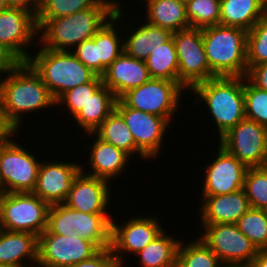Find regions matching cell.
I'll return each instance as SVG.
<instances>
[{
  "instance_id": "14",
  "label": "cell",
  "mask_w": 267,
  "mask_h": 267,
  "mask_svg": "<svg viewBox=\"0 0 267 267\" xmlns=\"http://www.w3.org/2000/svg\"><path fill=\"white\" fill-rule=\"evenodd\" d=\"M38 34L36 15L23 8H13L0 12V44L11 51L21 62H27L31 56L28 44Z\"/></svg>"
},
{
  "instance_id": "38",
  "label": "cell",
  "mask_w": 267,
  "mask_h": 267,
  "mask_svg": "<svg viewBox=\"0 0 267 267\" xmlns=\"http://www.w3.org/2000/svg\"><path fill=\"white\" fill-rule=\"evenodd\" d=\"M244 104L245 118L267 127V91L254 86L246 77H244Z\"/></svg>"
},
{
  "instance_id": "37",
  "label": "cell",
  "mask_w": 267,
  "mask_h": 267,
  "mask_svg": "<svg viewBox=\"0 0 267 267\" xmlns=\"http://www.w3.org/2000/svg\"><path fill=\"white\" fill-rule=\"evenodd\" d=\"M267 62V15L260 19L247 34L248 70Z\"/></svg>"
},
{
  "instance_id": "9",
  "label": "cell",
  "mask_w": 267,
  "mask_h": 267,
  "mask_svg": "<svg viewBox=\"0 0 267 267\" xmlns=\"http://www.w3.org/2000/svg\"><path fill=\"white\" fill-rule=\"evenodd\" d=\"M184 88L175 81L151 78L139 87L132 88L120 99L136 110L165 118L169 123Z\"/></svg>"
},
{
  "instance_id": "29",
  "label": "cell",
  "mask_w": 267,
  "mask_h": 267,
  "mask_svg": "<svg viewBox=\"0 0 267 267\" xmlns=\"http://www.w3.org/2000/svg\"><path fill=\"white\" fill-rule=\"evenodd\" d=\"M101 140L110 143L123 150L130 157L139 154L140 157H148L136 146L134 137L122 116L114 110L107 119L93 132Z\"/></svg>"
},
{
  "instance_id": "51",
  "label": "cell",
  "mask_w": 267,
  "mask_h": 267,
  "mask_svg": "<svg viewBox=\"0 0 267 267\" xmlns=\"http://www.w3.org/2000/svg\"><path fill=\"white\" fill-rule=\"evenodd\" d=\"M266 166H267V127H266Z\"/></svg>"
},
{
  "instance_id": "41",
  "label": "cell",
  "mask_w": 267,
  "mask_h": 267,
  "mask_svg": "<svg viewBox=\"0 0 267 267\" xmlns=\"http://www.w3.org/2000/svg\"><path fill=\"white\" fill-rule=\"evenodd\" d=\"M69 267H122L111 248L100 249L91 258L73 264Z\"/></svg>"
},
{
  "instance_id": "4",
  "label": "cell",
  "mask_w": 267,
  "mask_h": 267,
  "mask_svg": "<svg viewBox=\"0 0 267 267\" xmlns=\"http://www.w3.org/2000/svg\"><path fill=\"white\" fill-rule=\"evenodd\" d=\"M191 90L207 104L219 138L245 118L244 77H214Z\"/></svg>"
},
{
  "instance_id": "15",
  "label": "cell",
  "mask_w": 267,
  "mask_h": 267,
  "mask_svg": "<svg viewBox=\"0 0 267 267\" xmlns=\"http://www.w3.org/2000/svg\"><path fill=\"white\" fill-rule=\"evenodd\" d=\"M111 221V250L121 266L123 258L120 252H131L136 255L149 244L164 229L158 222V217L130 218L124 225ZM120 255V256H119Z\"/></svg>"
},
{
  "instance_id": "12",
  "label": "cell",
  "mask_w": 267,
  "mask_h": 267,
  "mask_svg": "<svg viewBox=\"0 0 267 267\" xmlns=\"http://www.w3.org/2000/svg\"><path fill=\"white\" fill-rule=\"evenodd\" d=\"M202 225L205 230L200 238L221 262H241L251 265L258 249L236 224Z\"/></svg>"
},
{
  "instance_id": "35",
  "label": "cell",
  "mask_w": 267,
  "mask_h": 267,
  "mask_svg": "<svg viewBox=\"0 0 267 267\" xmlns=\"http://www.w3.org/2000/svg\"><path fill=\"white\" fill-rule=\"evenodd\" d=\"M250 208L267 209V166L248 167L243 188Z\"/></svg>"
},
{
  "instance_id": "39",
  "label": "cell",
  "mask_w": 267,
  "mask_h": 267,
  "mask_svg": "<svg viewBox=\"0 0 267 267\" xmlns=\"http://www.w3.org/2000/svg\"><path fill=\"white\" fill-rule=\"evenodd\" d=\"M102 85V76L97 75L92 81L72 88L62 94L56 100V106L66 104L72 117H74Z\"/></svg>"
},
{
  "instance_id": "20",
  "label": "cell",
  "mask_w": 267,
  "mask_h": 267,
  "mask_svg": "<svg viewBox=\"0 0 267 267\" xmlns=\"http://www.w3.org/2000/svg\"><path fill=\"white\" fill-rule=\"evenodd\" d=\"M201 206L202 224H235L250 209L243 189L229 194L203 196Z\"/></svg>"
},
{
  "instance_id": "33",
  "label": "cell",
  "mask_w": 267,
  "mask_h": 267,
  "mask_svg": "<svg viewBox=\"0 0 267 267\" xmlns=\"http://www.w3.org/2000/svg\"><path fill=\"white\" fill-rule=\"evenodd\" d=\"M220 262L200 237L184 246L179 244L176 267H218Z\"/></svg>"
},
{
  "instance_id": "48",
  "label": "cell",
  "mask_w": 267,
  "mask_h": 267,
  "mask_svg": "<svg viewBox=\"0 0 267 267\" xmlns=\"http://www.w3.org/2000/svg\"><path fill=\"white\" fill-rule=\"evenodd\" d=\"M218 267H251V265L241 262H220Z\"/></svg>"
},
{
  "instance_id": "31",
  "label": "cell",
  "mask_w": 267,
  "mask_h": 267,
  "mask_svg": "<svg viewBox=\"0 0 267 267\" xmlns=\"http://www.w3.org/2000/svg\"><path fill=\"white\" fill-rule=\"evenodd\" d=\"M151 78L178 82V57L172 37L145 60Z\"/></svg>"
},
{
  "instance_id": "10",
  "label": "cell",
  "mask_w": 267,
  "mask_h": 267,
  "mask_svg": "<svg viewBox=\"0 0 267 267\" xmlns=\"http://www.w3.org/2000/svg\"><path fill=\"white\" fill-rule=\"evenodd\" d=\"M100 249L77 235H60L47 228L38 236V267H69L91 258Z\"/></svg>"
},
{
  "instance_id": "8",
  "label": "cell",
  "mask_w": 267,
  "mask_h": 267,
  "mask_svg": "<svg viewBox=\"0 0 267 267\" xmlns=\"http://www.w3.org/2000/svg\"><path fill=\"white\" fill-rule=\"evenodd\" d=\"M40 162L9 138L0 145L1 193L33 192Z\"/></svg>"
},
{
  "instance_id": "3",
  "label": "cell",
  "mask_w": 267,
  "mask_h": 267,
  "mask_svg": "<svg viewBox=\"0 0 267 267\" xmlns=\"http://www.w3.org/2000/svg\"><path fill=\"white\" fill-rule=\"evenodd\" d=\"M201 31L211 71L217 77H246L248 31L221 24Z\"/></svg>"
},
{
  "instance_id": "6",
  "label": "cell",
  "mask_w": 267,
  "mask_h": 267,
  "mask_svg": "<svg viewBox=\"0 0 267 267\" xmlns=\"http://www.w3.org/2000/svg\"><path fill=\"white\" fill-rule=\"evenodd\" d=\"M49 208L33 192L0 193V229L39 236L48 226Z\"/></svg>"
},
{
  "instance_id": "43",
  "label": "cell",
  "mask_w": 267,
  "mask_h": 267,
  "mask_svg": "<svg viewBox=\"0 0 267 267\" xmlns=\"http://www.w3.org/2000/svg\"><path fill=\"white\" fill-rule=\"evenodd\" d=\"M246 78L259 89L267 91V62L252 66Z\"/></svg>"
},
{
  "instance_id": "11",
  "label": "cell",
  "mask_w": 267,
  "mask_h": 267,
  "mask_svg": "<svg viewBox=\"0 0 267 267\" xmlns=\"http://www.w3.org/2000/svg\"><path fill=\"white\" fill-rule=\"evenodd\" d=\"M220 145L247 167L266 166V127L244 118L219 138Z\"/></svg>"
},
{
  "instance_id": "23",
  "label": "cell",
  "mask_w": 267,
  "mask_h": 267,
  "mask_svg": "<svg viewBox=\"0 0 267 267\" xmlns=\"http://www.w3.org/2000/svg\"><path fill=\"white\" fill-rule=\"evenodd\" d=\"M267 15V0H220L219 24L249 31Z\"/></svg>"
},
{
  "instance_id": "18",
  "label": "cell",
  "mask_w": 267,
  "mask_h": 267,
  "mask_svg": "<svg viewBox=\"0 0 267 267\" xmlns=\"http://www.w3.org/2000/svg\"><path fill=\"white\" fill-rule=\"evenodd\" d=\"M81 172L75 177L71 190L67 194L64 204L69 208L89 213L106 214V208L110 201V182L94 176L84 174L83 166ZM109 184V185H108Z\"/></svg>"
},
{
  "instance_id": "5",
  "label": "cell",
  "mask_w": 267,
  "mask_h": 267,
  "mask_svg": "<svg viewBox=\"0 0 267 267\" xmlns=\"http://www.w3.org/2000/svg\"><path fill=\"white\" fill-rule=\"evenodd\" d=\"M27 62L40 75L55 100L97 76L70 51L40 48Z\"/></svg>"
},
{
  "instance_id": "47",
  "label": "cell",
  "mask_w": 267,
  "mask_h": 267,
  "mask_svg": "<svg viewBox=\"0 0 267 267\" xmlns=\"http://www.w3.org/2000/svg\"><path fill=\"white\" fill-rule=\"evenodd\" d=\"M251 267H267V249L258 250L257 255L251 263Z\"/></svg>"
},
{
  "instance_id": "49",
  "label": "cell",
  "mask_w": 267,
  "mask_h": 267,
  "mask_svg": "<svg viewBox=\"0 0 267 267\" xmlns=\"http://www.w3.org/2000/svg\"><path fill=\"white\" fill-rule=\"evenodd\" d=\"M9 7L7 6L5 0H0V12L8 9Z\"/></svg>"
},
{
  "instance_id": "21",
  "label": "cell",
  "mask_w": 267,
  "mask_h": 267,
  "mask_svg": "<svg viewBox=\"0 0 267 267\" xmlns=\"http://www.w3.org/2000/svg\"><path fill=\"white\" fill-rule=\"evenodd\" d=\"M32 261L37 267L38 236L26 232L0 229V264L10 267H25L23 259Z\"/></svg>"
},
{
  "instance_id": "28",
  "label": "cell",
  "mask_w": 267,
  "mask_h": 267,
  "mask_svg": "<svg viewBox=\"0 0 267 267\" xmlns=\"http://www.w3.org/2000/svg\"><path fill=\"white\" fill-rule=\"evenodd\" d=\"M107 214H89L72 209V222L77 236L94 243L99 249L111 246V221Z\"/></svg>"
},
{
  "instance_id": "25",
  "label": "cell",
  "mask_w": 267,
  "mask_h": 267,
  "mask_svg": "<svg viewBox=\"0 0 267 267\" xmlns=\"http://www.w3.org/2000/svg\"><path fill=\"white\" fill-rule=\"evenodd\" d=\"M117 99L115 94L103 84L74 116V119L88 135L94 136L93 132L115 110Z\"/></svg>"
},
{
  "instance_id": "45",
  "label": "cell",
  "mask_w": 267,
  "mask_h": 267,
  "mask_svg": "<svg viewBox=\"0 0 267 267\" xmlns=\"http://www.w3.org/2000/svg\"><path fill=\"white\" fill-rule=\"evenodd\" d=\"M5 2L8 7L23 8L32 11L36 15L41 0H5Z\"/></svg>"
},
{
  "instance_id": "42",
  "label": "cell",
  "mask_w": 267,
  "mask_h": 267,
  "mask_svg": "<svg viewBox=\"0 0 267 267\" xmlns=\"http://www.w3.org/2000/svg\"><path fill=\"white\" fill-rule=\"evenodd\" d=\"M72 53L96 74L95 35L78 44Z\"/></svg>"
},
{
  "instance_id": "7",
  "label": "cell",
  "mask_w": 267,
  "mask_h": 267,
  "mask_svg": "<svg viewBox=\"0 0 267 267\" xmlns=\"http://www.w3.org/2000/svg\"><path fill=\"white\" fill-rule=\"evenodd\" d=\"M178 57V83L191 89L198 83L217 77L209 68L201 28H187L172 33Z\"/></svg>"
},
{
  "instance_id": "46",
  "label": "cell",
  "mask_w": 267,
  "mask_h": 267,
  "mask_svg": "<svg viewBox=\"0 0 267 267\" xmlns=\"http://www.w3.org/2000/svg\"><path fill=\"white\" fill-rule=\"evenodd\" d=\"M17 133L5 120L4 114L0 108V145L5 143L9 137Z\"/></svg>"
},
{
  "instance_id": "2",
  "label": "cell",
  "mask_w": 267,
  "mask_h": 267,
  "mask_svg": "<svg viewBox=\"0 0 267 267\" xmlns=\"http://www.w3.org/2000/svg\"><path fill=\"white\" fill-rule=\"evenodd\" d=\"M120 5L118 0H100L94 7L66 17L48 19L39 29L42 48L69 51L84 40L91 39L96 32L115 14Z\"/></svg>"
},
{
  "instance_id": "19",
  "label": "cell",
  "mask_w": 267,
  "mask_h": 267,
  "mask_svg": "<svg viewBox=\"0 0 267 267\" xmlns=\"http://www.w3.org/2000/svg\"><path fill=\"white\" fill-rule=\"evenodd\" d=\"M151 79L145 61L123 52L102 75L103 84L119 99L128 90L139 87Z\"/></svg>"
},
{
  "instance_id": "52",
  "label": "cell",
  "mask_w": 267,
  "mask_h": 267,
  "mask_svg": "<svg viewBox=\"0 0 267 267\" xmlns=\"http://www.w3.org/2000/svg\"><path fill=\"white\" fill-rule=\"evenodd\" d=\"M0 267H10V266H7L5 264H0Z\"/></svg>"
},
{
  "instance_id": "16",
  "label": "cell",
  "mask_w": 267,
  "mask_h": 267,
  "mask_svg": "<svg viewBox=\"0 0 267 267\" xmlns=\"http://www.w3.org/2000/svg\"><path fill=\"white\" fill-rule=\"evenodd\" d=\"M216 159L205 170L203 196L229 194L243 188L248 167L220 144Z\"/></svg>"
},
{
  "instance_id": "30",
  "label": "cell",
  "mask_w": 267,
  "mask_h": 267,
  "mask_svg": "<svg viewBox=\"0 0 267 267\" xmlns=\"http://www.w3.org/2000/svg\"><path fill=\"white\" fill-rule=\"evenodd\" d=\"M164 232L162 231L136 254L139 255L142 267H176L177 252L181 241L167 236Z\"/></svg>"
},
{
  "instance_id": "44",
  "label": "cell",
  "mask_w": 267,
  "mask_h": 267,
  "mask_svg": "<svg viewBox=\"0 0 267 267\" xmlns=\"http://www.w3.org/2000/svg\"><path fill=\"white\" fill-rule=\"evenodd\" d=\"M20 62L11 51L0 44V74L6 73L8 75Z\"/></svg>"
},
{
  "instance_id": "17",
  "label": "cell",
  "mask_w": 267,
  "mask_h": 267,
  "mask_svg": "<svg viewBox=\"0 0 267 267\" xmlns=\"http://www.w3.org/2000/svg\"><path fill=\"white\" fill-rule=\"evenodd\" d=\"M57 162L45 161L40 164L33 191L49 205L64 203L75 177L82 171L81 165L75 162Z\"/></svg>"
},
{
  "instance_id": "24",
  "label": "cell",
  "mask_w": 267,
  "mask_h": 267,
  "mask_svg": "<svg viewBox=\"0 0 267 267\" xmlns=\"http://www.w3.org/2000/svg\"><path fill=\"white\" fill-rule=\"evenodd\" d=\"M122 12L117 8L115 14L95 34L96 74L99 76L124 52V42L119 39L115 28L116 21L123 16Z\"/></svg>"
},
{
  "instance_id": "40",
  "label": "cell",
  "mask_w": 267,
  "mask_h": 267,
  "mask_svg": "<svg viewBox=\"0 0 267 267\" xmlns=\"http://www.w3.org/2000/svg\"><path fill=\"white\" fill-rule=\"evenodd\" d=\"M47 229L60 235H77L72 222V209L64 203L50 205Z\"/></svg>"
},
{
  "instance_id": "32",
  "label": "cell",
  "mask_w": 267,
  "mask_h": 267,
  "mask_svg": "<svg viewBox=\"0 0 267 267\" xmlns=\"http://www.w3.org/2000/svg\"><path fill=\"white\" fill-rule=\"evenodd\" d=\"M100 0H41L36 13L39 29L48 19L66 17L94 7Z\"/></svg>"
},
{
  "instance_id": "27",
  "label": "cell",
  "mask_w": 267,
  "mask_h": 267,
  "mask_svg": "<svg viewBox=\"0 0 267 267\" xmlns=\"http://www.w3.org/2000/svg\"><path fill=\"white\" fill-rule=\"evenodd\" d=\"M127 37L124 40V52L128 56L145 61L153 50L172 37V32L146 22Z\"/></svg>"
},
{
  "instance_id": "1",
  "label": "cell",
  "mask_w": 267,
  "mask_h": 267,
  "mask_svg": "<svg viewBox=\"0 0 267 267\" xmlns=\"http://www.w3.org/2000/svg\"><path fill=\"white\" fill-rule=\"evenodd\" d=\"M52 105L56 106V100L28 62H20L5 79H0V108L16 132L23 113Z\"/></svg>"
},
{
  "instance_id": "34",
  "label": "cell",
  "mask_w": 267,
  "mask_h": 267,
  "mask_svg": "<svg viewBox=\"0 0 267 267\" xmlns=\"http://www.w3.org/2000/svg\"><path fill=\"white\" fill-rule=\"evenodd\" d=\"M235 224L258 250L267 249V214L265 210L250 208Z\"/></svg>"
},
{
  "instance_id": "50",
  "label": "cell",
  "mask_w": 267,
  "mask_h": 267,
  "mask_svg": "<svg viewBox=\"0 0 267 267\" xmlns=\"http://www.w3.org/2000/svg\"><path fill=\"white\" fill-rule=\"evenodd\" d=\"M180 3H183L184 5L188 4L191 0H178Z\"/></svg>"
},
{
  "instance_id": "13",
  "label": "cell",
  "mask_w": 267,
  "mask_h": 267,
  "mask_svg": "<svg viewBox=\"0 0 267 267\" xmlns=\"http://www.w3.org/2000/svg\"><path fill=\"white\" fill-rule=\"evenodd\" d=\"M115 110L124 119L136 146L148 158H156L169 122L163 117L128 107L120 98L117 99Z\"/></svg>"
},
{
  "instance_id": "22",
  "label": "cell",
  "mask_w": 267,
  "mask_h": 267,
  "mask_svg": "<svg viewBox=\"0 0 267 267\" xmlns=\"http://www.w3.org/2000/svg\"><path fill=\"white\" fill-rule=\"evenodd\" d=\"M90 152V167L92 172L84 173L106 181L120 175L131 158L123 150L96 138ZM110 179V180H109Z\"/></svg>"
},
{
  "instance_id": "36",
  "label": "cell",
  "mask_w": 267,
  "mask_h": 267,
  "mask_svg": "<svg viewBox=\"0 0 267 267\" xmlns=\"http://www.w3.org/2000/svg\"><path fill=\"white\" fill-rule=\"evenodd\" d=\"M186 15L192 28L218 25L220 21V0H191L186 4Z\"/></svg>"
},
{
  "instance_id": "26",
  "label": "cell",
  "mask_w": 267,
  "mask_h": 267,
  "mask_svg": "<svg viewBox=\"0 0 267 267\" xmlns=\"http://www.w3.org/2000/svg\"><path fill=\"white\" fill-rule=\"evenodd\" d=\"M147 23L178 32L190 28L186 5L178 0H145Z\"/></svg>"
}]
</instances>
